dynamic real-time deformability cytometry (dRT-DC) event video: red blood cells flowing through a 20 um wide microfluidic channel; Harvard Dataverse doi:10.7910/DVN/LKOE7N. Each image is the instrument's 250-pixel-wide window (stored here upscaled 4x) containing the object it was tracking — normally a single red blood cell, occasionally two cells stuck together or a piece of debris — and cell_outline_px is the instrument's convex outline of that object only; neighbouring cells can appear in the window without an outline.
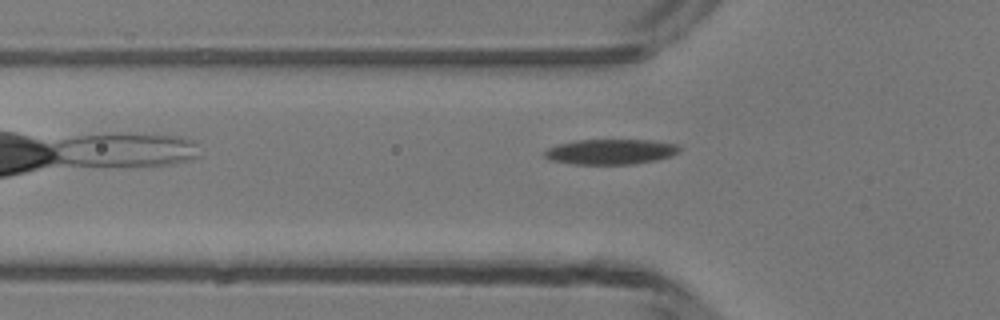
{"species": "common noctule bat (a hibernating species)", "species_latin": "Nyctalus noctula", "temperature_condition": "room temperature", "stored_images_in_passage": 34, "camera_frame_rate_fps": 3000, "um_per_image_px": 0.085, "animal": {"sex": "male", "body_mass_g": 13.3}, "frame": {"image": 1, "passage_image": 4, "time_ms": 1.0, "image_size_px": [1000, 320], "cell_outline_px": [[680, 148], [676, 152], [668, 156], [652, 160], [632, 164], [576, 164], [552, 160], [544, 156], [544, 152], [548, 148], [560, 144], [576, 140], [648, 140], [676, 144]], "centroid_in_image_um": [51.85, 12.89], "position_along_channel_um": 73.9, "area_um2": 19.31}}
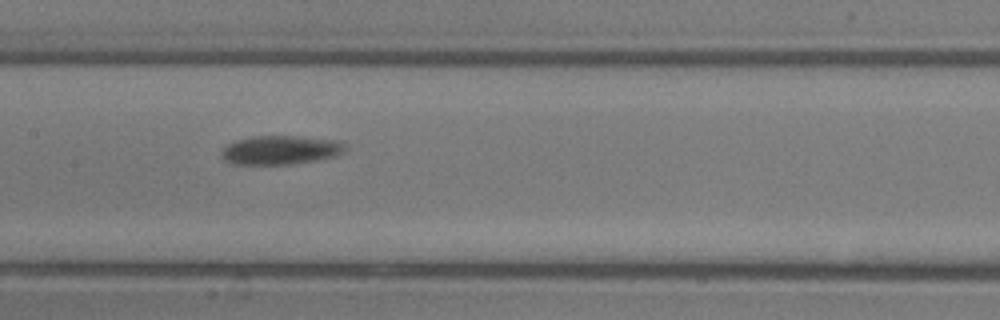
{"frame": {"image": 2, "passage_image": 12, "time_ms": 3.667, "image_size_px": [1000, 320], "cell_outline_px": [[344, 152], [332, 156], [316, 160], [292, 164], [232, 164], [224, 160], [220, 152], [228, 144], [236, 140], [252, 136], [296, 136], [336, 140], [344, 144]], "centroid_in_image_um": [23.79, 12.75], "position_along_channel_um": 183.6, "area_um2": 20.63}}
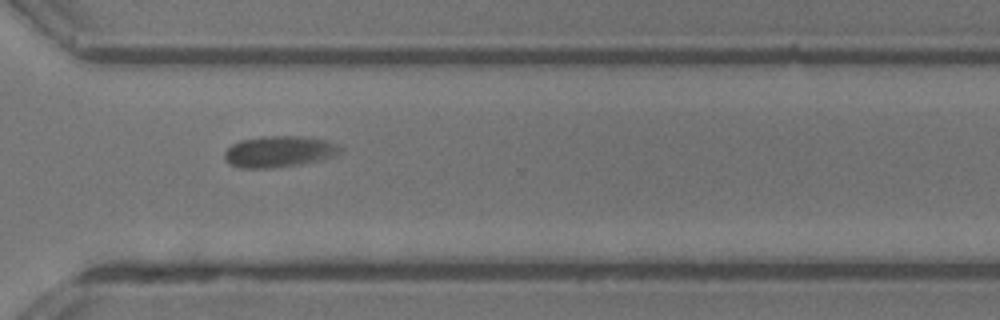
{"frame": {"image": 3, "passage_image": 24, "time_ms": 7.667, "image_size_px": [1000, 320], "cell_outline_px": [[340, 148], [332, 156], [300, 164], [272, 168], [240, 168], [228, 164], [224, 160], [224, 152], [232, 144], [240, 140], [264, 136], [304, 136], [324, 140], [336, 144]], "centroid_in_image_um": [23.61, 12.88], "position_along_channel_um": 347.0, "area_um2": 20.81}}